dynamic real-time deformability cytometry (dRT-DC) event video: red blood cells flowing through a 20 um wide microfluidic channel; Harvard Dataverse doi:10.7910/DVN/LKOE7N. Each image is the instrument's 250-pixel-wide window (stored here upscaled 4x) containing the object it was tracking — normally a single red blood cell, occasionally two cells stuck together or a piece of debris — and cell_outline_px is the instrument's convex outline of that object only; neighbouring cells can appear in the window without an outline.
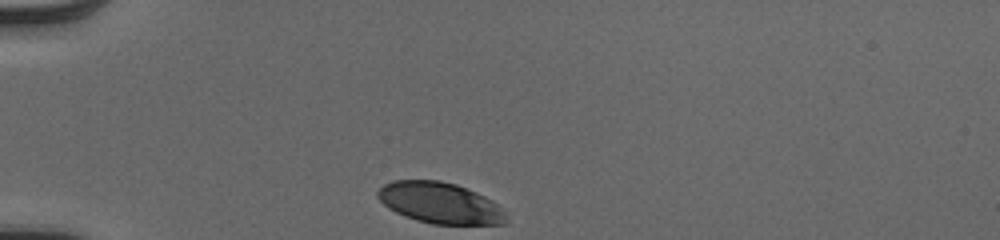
{"species": "human", "species_latin": "Homo sapiens", "temperature_condition": "cold", "stored_images_in_passage": 30, "camera_frame_rate_fps": 3000, "um_per_image_px": 0.085, "donor": {"sex": "male"}, "frame": {"image": 1, "passage_image": 1, "time_ms": 0.0, "image_size_px": [1000, 240], "cell_outline_px": [[504, 224], [432, 224], [416, 220], [404, 216], [388, 208], [376, 196], [376, 192], [384, 184], [392, 180], [440, 180], [456, 184], [476, 192], [492, 200], [504, 212]], "centroid_in_image_um": [37.34, 17.24], "position_along_channel_um": 47.7, "area_um2": 30.58}}
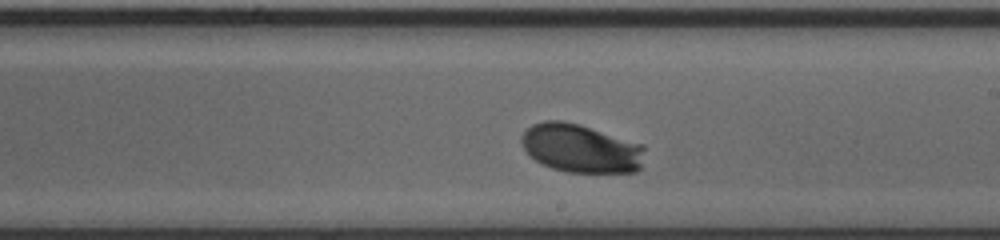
{"frame": {"image": 2, "passage_image": 18, "time_ms": 5.667, "image_size_px": [1000, 240], "cell_outline_px": [[644, 148], [640, 168], [636, 172], [564, 172], [552, 168], [536, 160], [524, 148], [520, 140], [520, 136], [532, 124], [544, 120], [560, 120], [580, 124], [644, 144]], "centroid_in_image_um": [49.37, 12.59], "position_along_channel_um": 239.6, "area_um2": 34.85}}
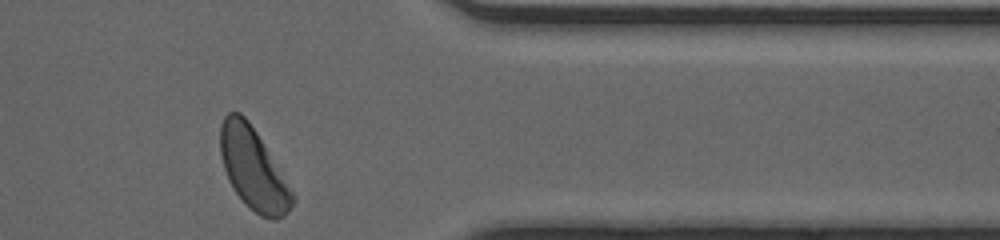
{"frame": {"image": 3, "passage_image": 30, "time_ms": 9.667, "image_size_px": [1000, 240], "cell_outline_px": [[296, 200], [288, 212], [284, 216], [276, 220], [272, 220], [260, 216], [236, 192], [228, 180], [220, 156], [220, 124], [224, 116], [228, 112], [240, 112], [248, 120], [256, 132], [296, 196]], "centroid_in_image_um": [21.53, 14.35], "position_along_channel_um": 389.9, "area_um2": 33.93}, "authors_computed_cell_mechanics": {"area_um2": 33.9286, "velocity_mm_per_s": 3.9954, "shape_relaxation_time_tau1_ms": 2.1937, "shape_relaxation_time_tau2_ms": null, "deformation_change_tau1": 0.1292, "deformation_change_tau2": null}}